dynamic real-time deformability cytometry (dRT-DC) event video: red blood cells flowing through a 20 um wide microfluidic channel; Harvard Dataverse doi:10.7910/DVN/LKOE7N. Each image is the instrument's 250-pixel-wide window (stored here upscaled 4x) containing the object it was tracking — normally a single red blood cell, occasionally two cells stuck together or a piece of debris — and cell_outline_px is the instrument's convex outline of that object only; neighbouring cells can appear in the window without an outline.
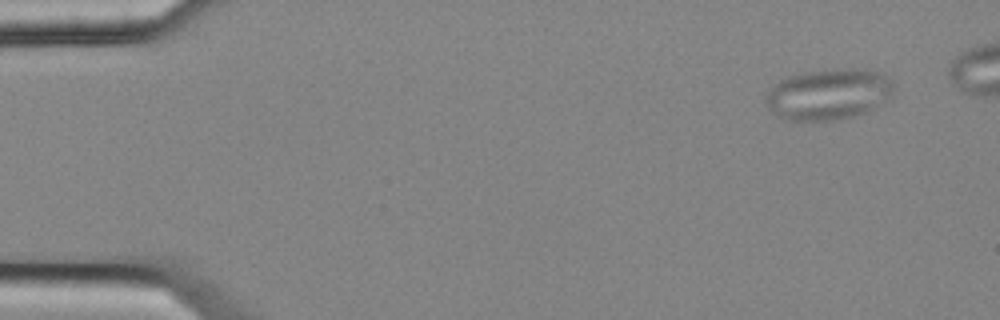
{"species": "common noctule bat (a hibernating species)", "species_latin": "Nyctalus noctula", "temperature_condition": "cold", "stored_images_in_passage": 5, "camera_frame_rate_fps": 3000, "um_per_image_px": 0.085, "animal": {"sex": "female", "body_mass_g": 25.1}, "frame": {"image": 1, "passage_image": 1, "time_ms": 0.0, "image_size_px": [1000, 320], "cell_outline_px": [[892, 96], [868, 112], [852, 116], [828, 120], [792, 120], [780, 116], [772, 112], [764, 104], [764, 96], [780, 80], [788, 76], [800, 72], [824, 68], [864, 68], [884, 72], [888, 76], [892, 84]], "centroid_in_image_um": [70.44, 7.96], "position_along_channel_um": 14.6, "area_um2": 38.49}}